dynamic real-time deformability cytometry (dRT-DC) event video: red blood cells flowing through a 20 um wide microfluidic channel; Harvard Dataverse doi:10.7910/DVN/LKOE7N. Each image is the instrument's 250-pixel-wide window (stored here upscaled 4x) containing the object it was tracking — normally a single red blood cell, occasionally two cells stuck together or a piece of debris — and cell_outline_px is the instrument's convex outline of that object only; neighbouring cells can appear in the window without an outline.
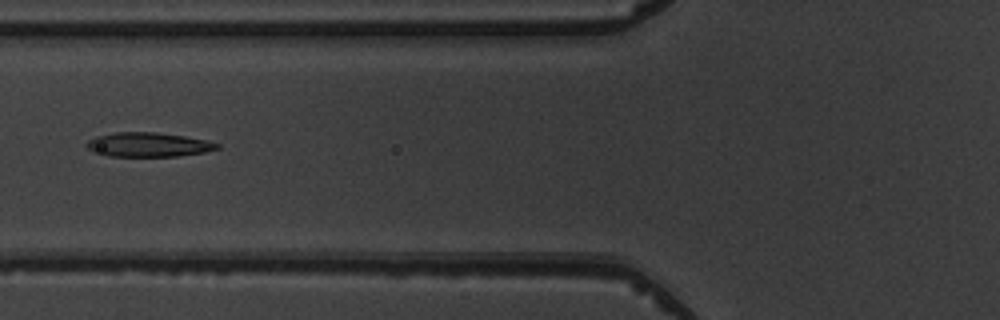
{"species": "common noctule bat (a hibernating species)", "species_latin": "Nyctalus noctula", "temperature_condition": "warm", "stored_images_in_passage": 3, "camera_frame_rate_fps": 3000, "um_per_image_px": 0.085, "animal": {"sex": "male", "body_mass_g": 19.5, "forearm_length_mm": 54.6}, "frame": {"image": 1, "passage_image": 2, "time_ms": 1.333, "image_size_px": [1000, 320], "cell_outline_px": [[220, 148], [204, 152], [176, 156], [108, 156], [92, 152], [84, 144], [88, 140], [96, 136], [116, 132], [156, 132], [184, 136], [208, 140], [220, 144]], "centroid_in_image_um": [12.59, 12.29], "position_along_channel_um": 113.2, "area_um2": 18.55}}
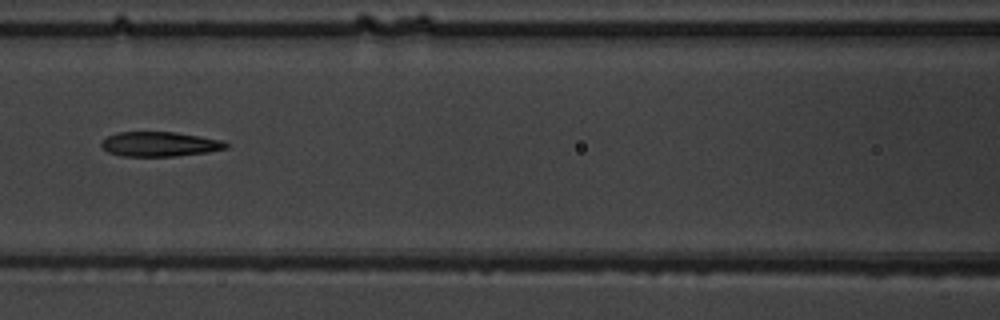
{"frame": {"image": 2, "passage_image": 3, "time_ms": 2.333, "image_size_px": [1000, 320], "cell_outline_px": [[228, 148], [208, 152], [176, 156], [120, 156], [108, 152], [100, 144], [108, 136], [116, 132], [176, 132], [224, 140], [228, 144]], "centroid_in_image_um": [13.6, 12.25], "position_along_channel_um": 153.0, "area_um2": 17.98}}